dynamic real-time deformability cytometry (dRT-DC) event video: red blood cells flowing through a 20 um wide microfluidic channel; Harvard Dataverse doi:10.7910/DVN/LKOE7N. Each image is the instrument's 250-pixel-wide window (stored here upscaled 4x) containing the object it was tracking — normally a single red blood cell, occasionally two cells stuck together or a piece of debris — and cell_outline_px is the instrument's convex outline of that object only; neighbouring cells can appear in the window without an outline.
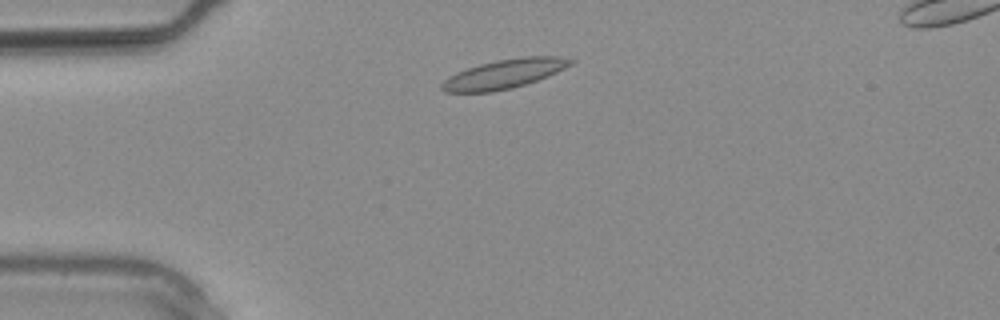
{"species": "common noctule bat (a hibernating species)", "species_latin": "Nyctalus noctula", "temperature_condition": "warm", "stored_images_in_passage": 12, "camera_frame_rate_fps": 3000, "um_per_image_px": 0.085, "animal": {"sex": "male", "body_mass_g": 20.4}, "frame": {"image": 1, "passage_image": 3, "time_ms": 0.667, "image_size_px": [1000, 320], "cell_outline_px": [[576, 60], [572, 64], [548, 76], [512, 88], [492, 92], [444, 92], [440, 88], [440, 84], [448, 76], [456, 72], [480, 64], [496, 60], [524, 56], [564, 56]], "centroid_in_image_um": [42.86, 6.27], "position_along_channel_um": 42.1, "area_um2": 21.96}}